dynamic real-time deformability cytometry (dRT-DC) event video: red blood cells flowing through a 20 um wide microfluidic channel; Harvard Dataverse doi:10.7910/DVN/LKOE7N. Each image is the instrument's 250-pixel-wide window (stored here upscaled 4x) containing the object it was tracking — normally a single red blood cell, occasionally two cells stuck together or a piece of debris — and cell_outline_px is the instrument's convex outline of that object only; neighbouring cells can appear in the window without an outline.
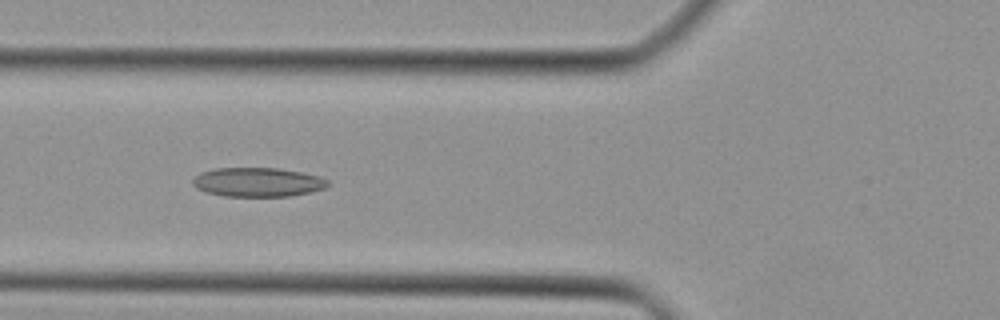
{"species": "Egyptian fruit bat (a non-hibernating species)", "species_latin": "Rousettus aegyptiacus", "temperature_condition": "cold", "stored_images_in_passage": 29, "camera_frame_rate_fps": 3000, "um_per_image_px": 0.085, "animal": {"sex": "female"}, "frame": {"image": 1, "passage_image": 7, "time_ms": 2.0, "image_size_px": [1000, 320], "cell_outline_px": [[328, 184], [324, 188], [312, 192], [292, 196], [224, 196], [208, 192], [196, 188], [192, 184], [192, 180], [200, 172], [216, 168], [280, 168], [320, 176], [328, 180]], "centroid_in_image_um": [21.91, 15.48], "position_along_channel_um": 103.9, "area_um2": 22.95}}
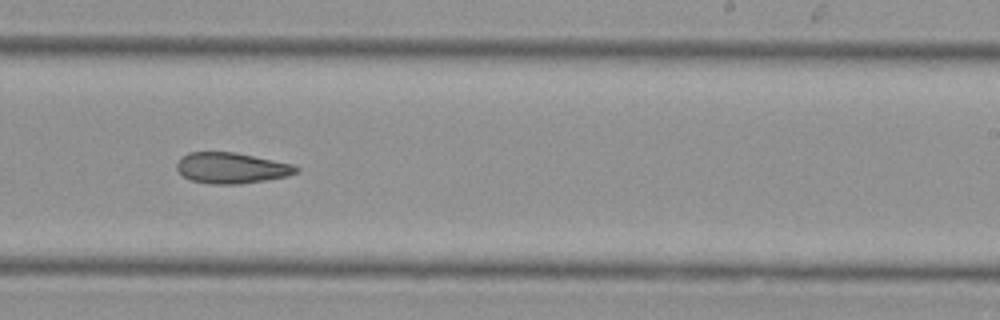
{"frame": {"image": 2, "passage_image": 18, "time_ms": 5.667, "image_size_px": [1000, 320], "cell_outline_px": [[300, 172], [288, 176], [240, 184], [212, 184], [192, 180], [184, 176], [176, 168], [176, 164], [180, 156], [188, 152], [236, 152], [292, 164], [300, 168]], "centroid_in_image_um": [19.68, 14.27], "position_along_channel_um": 269.3, "area_um2": 21.5}}
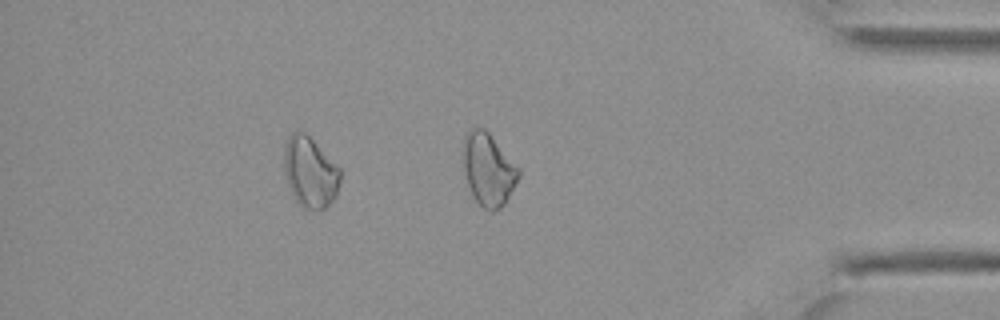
{"frame": {"image": 3, "passage_image": 28, "time_ms": 9.0, "image_size_px": [1000, 320], "cell_outline_px": [[340, 184], [336, 196], [324, 208], [304, 208], [296, 200], [288, 184], [284, 168], [284, 148], [288, 136], [292, 132], [304, 132], [340, 168]], "centroid_in_image_um": [26.36, 14.62], "position_along_channel_um": 408.8, "area_um2": 22.6}}